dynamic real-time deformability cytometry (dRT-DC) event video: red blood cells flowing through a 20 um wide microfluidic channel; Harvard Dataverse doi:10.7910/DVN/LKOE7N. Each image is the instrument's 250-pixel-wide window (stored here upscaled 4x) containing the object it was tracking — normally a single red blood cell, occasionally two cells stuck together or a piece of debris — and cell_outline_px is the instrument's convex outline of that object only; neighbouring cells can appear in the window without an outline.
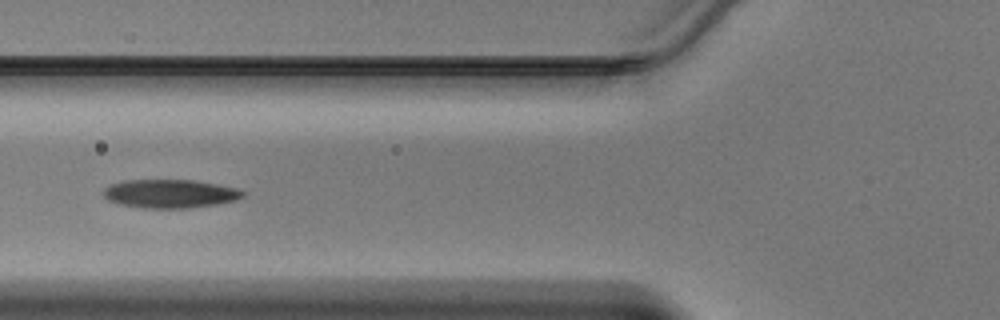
{"species": "Egyptian fruit bat (a non-hibernating species)", "species_latin": "Rousettus aegyptiacus", "temperature_condition": "warm", "stored_images_in_passage": 17, "camera_frame_rate_fps": 3000, "um_per_image_px": 0.085, "animal": {"sex": "male"}, "frame": {"image": 1, "passage_image": 6, "time_ms": 1.667, "image_size_px": [1000, 320], "cell_outline_px": [[244, 196], [236, 200], [216, 204], [188, 208], [144, 208], [120, 204], [108, 200], [104, 196], [104, 188], [112, 184], [124, 180], [192, 180], [216, 184], [236, 188], [244, 192]], "centroid_in_image_um": [14.44, 16.46], "position_along_channel_um": 111.4, "area_um2": 23.0}}